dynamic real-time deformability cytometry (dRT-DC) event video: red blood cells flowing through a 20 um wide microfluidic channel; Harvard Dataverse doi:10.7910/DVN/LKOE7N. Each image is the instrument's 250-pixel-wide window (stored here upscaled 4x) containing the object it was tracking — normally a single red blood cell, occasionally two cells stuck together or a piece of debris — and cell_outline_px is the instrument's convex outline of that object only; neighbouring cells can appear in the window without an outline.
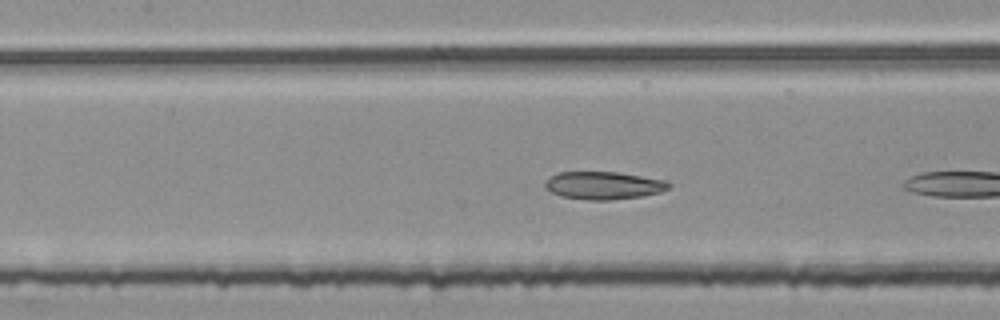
{"species": "common noctule bat (a hibernating species)", "species_latin": "Nyctalus noctula", "temperature_condition": "room temperature", "stored_images_in_passage": 8, "camera_frame_rate_fps": 3000, "um_per_image_px": 0.085, "animal": {"sex": "female", "body_mass_g": 25.1}, "frame": {"image": 1, "passage_image": 7, "time_ms": 2.0, "image_size_px": [1000, 320], "cell_outline_px": [[672, 184], [668, 188], [660, 192], [640, 196], [612, 200], [588, 200], [560, 196], [544, 188], [544, 184], [556, 172], [616, 172], [668, 180]], "centroid_in_image_um": [51.31, 15.76], "position_along_channel_um": 156.1, "area_um2": 20.0}}